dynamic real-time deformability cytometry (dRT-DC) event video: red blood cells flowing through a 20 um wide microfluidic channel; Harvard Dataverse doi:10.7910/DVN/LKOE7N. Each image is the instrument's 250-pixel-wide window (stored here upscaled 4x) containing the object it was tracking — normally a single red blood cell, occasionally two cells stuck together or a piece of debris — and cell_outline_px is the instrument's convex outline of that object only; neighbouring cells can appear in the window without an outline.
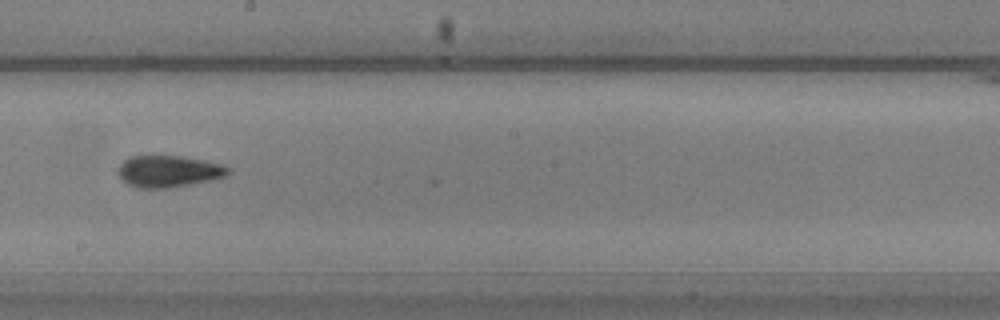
{"species": "common noctule bat (a hibernating species)", "species_latin": "Nyctalus noctula", "temperature_condition": "warm", "stored_images_in_passage": 22, "camera_frame_rate_fps": 3000, "um_per_image_px": 0.085, "animal": {"sex": "male", "body_mass_g": 20.5, "forearm_length_mm": 52.5}, "frame": {"image": 1, "passage_image": 16, "time_ms": 5.0, "image_size_px": [1000, 320], "cell_outline_px": [[232, 172], [228, 176], [212, 180], [168, 188], [140, 188], [128, 184], [116, 172], [120, 164], [128, 156], [180, 156], [204, 160], [220, 164], [232, 168]], "centroid_in_image_um": [14.37, 14.56], "position_along_channel_um": 233.8, "area_um2": 20.46}}